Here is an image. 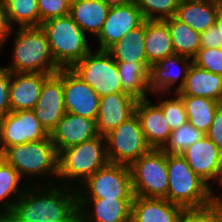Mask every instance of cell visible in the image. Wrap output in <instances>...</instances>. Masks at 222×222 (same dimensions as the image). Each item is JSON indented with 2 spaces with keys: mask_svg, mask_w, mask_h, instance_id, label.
Returning <instances> with one entry per match:
<instances>
[{
  "mask_svg": "<svg viewBox=\"0 0 222 222\" xmlns=\"http://www.w3.org/2000/svg\"><path fill=\"white\" fill-rule=\"evenodd\" d=\"M57 161V177L67 179L70 187L76 189L97 170L109 163L105 136L98 135L91 140L60 150Z\"/></svg>",
  "mask_w": 222,
  "mask_h": 222,
  "instance_id": "obj_3",
  "label": "cell"
},
{
  "mask_svg": "<svg viewBox=\"0 0 222 222\" xmlns=\"http://www.w3.org/2000/svg\"><path fill=\"white\" fill-rule=\"evenodd\" d=\"M215 25L220 31V36H221V40H222V4L220 5V7L217 11Z\"/></svg>",
  "mask_w": 222,
  "mask_h": 222,
  "instance_id": "obj_44",
  "label": "cell"
},
{
  "mask_svg": "<svg viewBox=\"0 0 222 222\" xmlns=\"http://www.w3.org/2000/svg\"><path fill=\"white\" fill-rule=\"evenodd\" d=\"M110 163L131 166L152 148L146 141L136 113L105 135Z\"/></svg>",
  "mask_w": 222,
  "mask_h": 222,
  "instance_id": "obj_10",
  "label": "cell"
},
{
  "mask_svg": "<svg viewBox=\"0 0 222 222\" xmlns=\"http://www.w3.org/2000/svg\"><path fill=\"white\" fill-rule=\"evenodd\" d=\"M181 98L185 105L188 122L206 134L221 103L205 97L181 96Z\"/></svg>",
  "mask_w": 222,
  "mask_h": 222,
  "instance_id": "obj_31",
  "label": "cell"
},
{
  "mask_svg": "<svg viewBox=\"0 0 222 222\" xmlns=\"http://www.w3.org/2000/svg\"><path fill=\"white\" fill-rule=\"evenodd\" d=\"M50 139L32 110L9 112L0 119V152L7 147Z\"/></svg>",
  "mask_w": 222,
  "mask_h": 222,
  "instance_id": "obj_11",
  "label": "cell"
},
{
  "mask_svg": "<svg viewBox=\"0 0 222 222\" xmlns=\"http://www.w3.org/2000/svg\"><path fill=\"white\" fill-rule=\"evenodd\" d=\"M13 32V28L10 26L7 14L4 10L3 3L0 0V49Z\"/></svg>",
  "mask_w": 222,
  "mask_h": 222,
  "instance_id": "obj_42",
  "label": "cell"
},
{
  "mask_svg": "<svg viewBox=\"0 0 222 222\" xmlns=\"http://www.w3.org/2000/svg\"><path fill=\"white\" fill-rule=\"evenodd\" d=\"M51 74L11 73L9 103L11 112L32 110L41 94L44 81Z\"/></svg>",
  "mask_w": 222,
  "mask_h": 222,
  "instance_id": "obj_19",
  "label": "cell"
},
{
  "mask_svg": "<svg viewBox=\"0 0 222 222\" xmlns=\"http://www.w3.org/2000/svg\"><path fill=\"white\" fill-rule=\"evenodd\" d=\"M122 92L137 101L148 99L149 63L116 62Z\"/></svg>",
  "mask_w": 222,
  "mask_h": 222,
  "instance_id": "obj_27",
  "label": "cell"
},
{
  "mask_svg": "<svg viewBox=\"0 0 222 222\" xmlns=\"http://www.w3.org/2000/svg\"><path fill=\"white\" fill-rule=\"evenodd\" d=\"M106 51L116 62L148 63L145 53V21Z\"/></svg>",
  "mask_w": 222,
  "mask_h": 222,
  "instance_id": "obj_28",
  "label": "cell"
},
{
  "mask_svg": "<svg viewBox=\"0 0 222 222\" xmlns=\"http://www.w3.org/2000/svg\"><path fill=\"white\" fill-rule=\"evenodd\" d=\"M65 111L97 120L100 96L70 69H63Z\"/></svg>",
  "mask_w": 222,
  "mask_h": 222,
  "instance_id": "obj_14",
  "label": "cell"
},
{
  "mask_svg": "<svg viewBox=\"0 0 222 222\" xmlns=\"http://www.w3.org/2000/svg\"><path fill=\"white\" fill-rule=\"evenodd\" d=\"M77 198L133 199L130 167L108 163L76 188Z\"/></svg>",
  "mask_w": 222,
  "mask_h": 222,
  "instance_id": "obj_8",
  "label": "cell"
},
{
  "mask_svg": "<svg viewBox=\"0 0 222 222\" xmlns=\"http://www.w3.org/2000/svg\"><path fill=\"white\" fill-rule=\"evenodd\" d=\"M40 27L47 35L55 63L61 69H69L91 50L86 34L69 14L46 20Z\"/></svg>",
  "mask_w": 222,
  "mask_h": 222,
  "instance_id": "obj_5",
  "label": "cell"
},
{
  "mask_svg": "<svg viewBox=\"0 0 222 222\" xmlns=\"http://www.w3.org/2000/svg\"><path fill=\"white\" fill-rule=\"evenodd\" d=\"M220 183L222 186V174L218 177L216 183ZM213 188H211V205L222 212V196L214 195Z\"/></svg>",
  "mask_w": 222,
  "mask_h": 222,
  "instance_id": "obj_43",
  "label": "cell"
},
{
  "mask_svg": "<svg viewBox=\"0 0 222 222\" xmlns=\"http://www.w3.org/2000/svg\"><path fill=\"white\" fill-rule=\"evenodd\" d=\"M179 222H222V212L211 204L202 208L183 209Z\"/></svg>",
  "mask_w": 222,
  "mask_h": 222,
  "instance_id": "obj_37",
  "label": "cell"
},
{
  "mask_svg": "<svg viewBox=\"0 0 222 222\" xmlns=\"http://www.w3.org/2000/svg\"><path fill=\"white\" fill-rule=\"evenodd\" d=\"M10 77L11 72L5 67H0V119L11 111L9 103Z\"/></svg>",
  "mask_w": 222,
  "mask_h": 222,
  "instance_id": "obj_39",
  "label": "cell"
},
{
  "mask_svg": "<svg viewBox=\"0 0 222 222\" xmlns=\"http://www.w3.org/2000/svg\"><path fill=\"white\" fill-rule=\"evenodd\" d=\"M189 57L181 56L178 54H174L171 56H168L164 58L163 60L158 61L155 64H152L149 69V83H148V88H149V93H159L162 95L165 94L166 92L170 90L171 87H174L177 81L180 79L179 85L176 87L175 92L181 89V87L184 84L185 78L187 76V72L189 70V67L192 64V60ZM189 61V62H188ZM184 65L183 70L184 72H179L175 73L173 71L172 65ZM171 67V68H170ZM183 73V74H182Z\"/></svg>",
  "mask_w": 222,
  "mask_h": 222,
  "instance_id": "obj_21",
  "label": "cell"
},
{
  "mask_svg": "<svg viewBox=\"0 0 222 222\" xmlns=\"http://www.w3.org/2000/svg\"><path fill=\"white\" fill-rule=\"evenodd\" d=\"M41 24L49 19L69 14L70 6L64 0H37Z\"/></svg>",
  "mask_w": 222,
  "mask_h": 222,
  "instance_id": "obj_38",
  "label": "cell"
},
{
  "mask_svg": "<svg viewBox=\"0 0 222 222\" xmlns=\"http://www.w3.org/2000/svg\"><path fill=\"white\" fill-rule=\"evenodd\" d=\"M182 211L164 198L133 196L131 222H179Z\"/></svg>",
  "mask_w": 222,
  "mask_h": 222,
  "instance_id": "obj_22",
  "label": "cell"
},
{
  "mask_svg": "<svg viewBox=\"0 0 222 222\" xmlns=\"http://www.w3.org/2000/svg\"><path fill=\"white\" fill-rule=\"evenodd\" d=\"M136 104V99L123 92L101 96L96 120L98 135H107L133 116Z\"/></svg>",
  "mask_w": 222,
  "mask_h": 222,
  "instance_id": "obj_18",
  "label": "cell"
},
{
  "mask_svg": "<svg viewBox=\"0 0 222 222\" xmlns=\"http://www.w3.org/2000/svg\"><path fill=\"white\" fill-rule=\"evenodd\" d=\"M180 0H136L145 20H165L176 15Z\"/></svg>",
  "mask_w": 222,
  "mask_h": 222,
  "instance_id": "obj_34",
  "label": "cell"
},
{
  "mask_svg": "<svg viewBox=\"0 0 222 222\" xmlns=\"http://www.w3.org/2000/svg\"><path fill=\"white\" fill-rule=\"evenodd\" d=\"M77 201L78 222H131L132 199L77 198Z\"/></svg>",
  "mask_w": 222,
  "mask_h": 222,
  "instance_id": "obj_15",
  "label": "cell"
},
{
  "mask_svg": "<svg viewBox=\"0 0 222 222\" xmlns=\"http://www.w3.org/2000/svg\"><path fill=\"white\" fill-rule=\"evenodd\" d=\"M174 94V98L160 100L157 104L162 109L171 131L188 122L184 102L177 92Z\"/></svg>",
  "mask_w": 222,
  "mask_h": 222,
  "instance_id": "obj_35",
  "label": "cell"
},
{
  "mask_svg": "<svg viewBox=\"0 0 222 222\" xmlns=\"http://www.w3.org/2000/svg\"><path fill=\"white\" fill-rule=\"evenodd\" d=\"M69 69L100 97L122 92L117 63L106 50H97L96 53L90 50Z\"/></svg>",
  "mask_w": 222,
  "mask_h": 222,
  "instance_id": "obj_9",
  "label": "cell"
},
{
  "mask_svg": "<svg viewBox=\"0 0 222 222\" xmlns=\"http://www.w3.org/2000/svg\"><path fill=\"white\" fill-rule=\"evenodd\" d=\"M1 157L22 177L58 176V153L51 139L7 147ZM24 175V176H23Z\"/></svg>",
  "mask_w": 222,
  "mask_h": 222,
  "instance_id": "obj_6",
  "label": "cell"
},
{
  "mask_svg": "<svg viewBox=\"0 0 222 222\" xmlns=\"http://www.w3.org/2000/svg\"><path fill=\"white\" fill-rule=\"evenodd\" d=\"M201 48H222L220 31L216 25L200 33Z\"/></svg>",
  "mask_w": 222,
  "mask_h": 222,
  "instance_id": "obj_41",
  "label": "cell"
},
{
  "mask_svg": "<svg viewBox=\"0 0 222 222\" xmlns=\"http://www.w3.org/2000/svg\"><path fill=\"white\" fill-rule=\"evenodd\" d=\"M177 93L180 96L205 97L222 104V75L206 71L192 63L184 84Z\"/></svg>",
  "mask_w": 222,
  "mask_h": 222,
  "instance_id": "obj_23",
  "label": "cell"
},
{
  "mask_svg": "<svg viewBox=\"0 0 222 222\" xmlns=\"http://www.w3.org/2000/svg\"><path fill=\"white\" fill-rule=\"evenodd\" d=\"M181 155L195 174L208 185L211 180L215 184L222 174V150L206 135L189 146Z\"/></svg>",
  "mask_w": 222,
  "mask_h": 222,
  "instance_id": "obj_16",
  "label": "cell"
},
{
  "mask_svg": "<svg viewBox=\"0 0 222 222\" xmlns=\"http://www.w3.org/2000/svg\"><path fill=\"white\" fill-rule=\"evenodd\" d=\"M135 113L149 146L152 149H163L169 141L171 129L162 109L149 99H142L137 101Z\"/></svg>",
  "mask_w": 222,
  "mask_h": 222,
  "instance_id": "obj_20",
  "label": "cell"
},
{
  "mask_svg": "<svg viewBox=\"0 0 222 222\" xmlns=\"http://www.w3.org/2000/svg\"><path fill=\"white\" fill-rule=\"evenodd\" d=\"M130 171L134 196L168 200L167 154L162 149H151L130 166Z\"/></svg>",
  "mask_w": 222,
  "mask_h": 222,
  "instance_id": "obj_7",
  "label": "cell"
},
{
  "mask_svg": "<svg viewBox=\"0 0 222 222\" xmlns=\"http://www.w3.org/2000/svg\"><path fill=\"white\" fill-rule=\"evenodd\" d=\"M49 136L58 153L98 136L96 121L66 112Z\"/></svg>",
  "mask_w": 222,
  "mask_h": 222,
  "instance_id": "obj_17",
  "label": "cell"
},
{
  "mask_svg": "<svg viewBox=\"0 0 222 222\" xmlns=\"http://www.w3.org/2000/svg\"><path fill=\"white\" fill-rule=\"evenodd\" d=\"M145 53L150 65L174 55L168 25L162 20H145Z\"/></svg>",
  "mask_w": 222,
  "mask_h": 222,
  "instance_id": "obj_26",
  "label": "cell"
},
{
  "mask_svg": "<svg viewBox=\"0 0 222 222\" xmlns=\"http://www.w3.org/2000/svg\"><path fill=\"white\" fill-rule=\"evenodd\" d=\"M41 125L50 132L66 113L63 89V69L50 75L42 85V91L32 109Z\"/></svg>",
  "mask_w": 222,
  "mask_h": 222,
  "instance_id": "obj_13",
  "label": "cell"
},
{
  "mask_svg": "<svg viewBox=\"0 0 222 222\" xmlns=\"http://www.w3.org/2000/svg\"><path fill=\"white\" fill-rule=\"evenodd\" d=\"M222 0H181L175 17L196 32H205L215 25Z\"/></svg>",
  "mask_w": 222,
  "mask_h": 222,
  "instance_id": "obj_24",
  "label": "cell"
},
{
  "mask_svg": "<svg viewBox=\"0 0 222 222\" xmlns=\"http://www.w3.org/2000/svg\"><path fill=\"white\" fill-rule=\"evenodd\" d=\"M205 133L189 122L171 131L169 141L162 149L166 154H182L189 146L200 140Z\"/></svg>",
  "mask_w": 222,
  "mask_h": 222,
  "instance_id": "obj_33",
  "label": "cell"
},
{
  "mask_svg": "<svg viewBox=\"0 0 222 222\" xmlns=\"http://www.w3.org/2000/svg\"><path fill=\"white\" fill-rule=\"evenodd\" d=\"M112 2V0H77L70 6L69 15L84 33L89 31L98 36Z\"/></svg>",
  "mask_w": 222,
  "mask_h": 222,
  "instance_id": "obj_25",
  "label": "cell"
},
{
  "mask_svg": "<svg viewBox=\"0 0 222 222\" xmlns=\"http://www.w3.org/2000/svg\"><path fill=\"white\" fill-rule=\"evenodd\" d=\"M163 21L168 25L175 54L192 59L201 48L200 33L175 16Z\"/></svg>",
  "mask_w": 222,
  "mask_h": 222,
  "instance_id": "obj_30",
  "label": "cell"
},
{
  "mask_svg": "<svg viewBox=\"0 0 222 222\" xmlns=\"http://www.w3.org/2000/svg\"><path fill=\"white\" fill-rule=\"evenodd\" d=\"M13 48L11 73L55 74L61 68L52 57L48 38L41 27H18Z\"/></svg>",
  "mask_w": 222,
  "mask_h": 222,
  "instance_id": "obj_2",
  "label": "cell"
},
{
  "mask_svg": "<svg viewBox=\"0 0 222 222\" xmlns=\"http://www.w3.org/2000/svg\"><path fill=\"white\" fill-rule=\"evenodd\" d=\"M205 135L222 150V104L217 108L212 124Z\"/></svg>",
  "mask_w": 222,
  "mask_h": 222,
  "instance_id": "obj_40",
  "label": "cell"
},
{
  "mask_svg": "<svg viewBox=\"0 0 222 222\" xmlns=\"http://www.w3.org/2000/svg\"><path fill=\"white\" fill-rule=\"evenodd\" d=\"M21 182L22 178L19 175V173L1 157L0 158L1 207L0 208H2L3 211L2 210L0 211V222L12 213L15 202L24 193V191L22 190ZM10 198L14 200L10 201Z\"/></svg>",
  "mask_w": 222,
  "mask_h": 222,
  "instance_id": "obj_29",
  "label": "cell"
},
{
  "mask_svg": "<svg viewBox=\"0 0 222 222\" xmlns=\"http://www.w3.org/2000/svg\"><path fill=\"white\" fill-rule=\"evenodd\" d=\"M192 63L214 74L222 75V48H200Z\"/></svg>",
  "mask_w": 222,
  "mask_h": 222,
  "instance_id": "obj_36",
  "label": "cell"
},
{
  "mask_svg": "<svg viewBox=\"0 0 222 222\" xmlns=\"http://www.w3.org/2000/svg\"><path fill=\"white\" fill-rule=\"evenodd\" d=\"M9 24L19 27H40V16L37 0H1Z\"/></svg>",
  "mask_w": 222,
  "mask_h": 222,
  "instance_id": "obj_32",
  "label": "cell"
},
{
  "mask_svg": "<svg viewBox=\"0 0 222 222\" xmlns=\"http://www.w3.org/2000/svg\"><path fill=\"white\" fill-rule=\"evenodd\" d=\"M52 183L46 182L48 185L43 188L37 185L39 190L32 189V185L23 187L24 193L15 202L12 213L1 222H78L76 189L68 182L62 186Z\"/></svg>",
  "mask_w": 222,
  "mask_h": 222,
  "instance_id": "obj_1",
  "label": "cell"
},
{
  "mask_svg": "<svg viewBox=\"0 0 222 222\" xmlns=\"http://www.w3.org/2000/svg\"><path fill=\"white\" fill-rule=\"evenodd\" d=\"M167 170L169 202L183 209L211 204V183L208 185L197 176L181 154H167Z\"/></svg>",
  "mask_w": 222,
  "mask_h": 222,
  "instance_id": "obj_4",
  "label": "cell"
},
{
  "mask_svg": "<svg viewBox=\"0 0 222 222\" xmlns=\"http://www.w3.org/2000/svg\"><path fill=\"white\" fill-rule=\"evenodd\" d=\"M144 21L136 2L113 1L103 28L97 36L100 45L98 50H107Z\"/></svg>",
  "mask_w": 222,
  "mask_h": 222,
  "instance_id": "obj_12",
  "label": "cell"
},
{
  "mask_svg": "<svg viewBox=\"0 0 222 222\" xmlns=\"http://www.w3.org/2000/svg\"><path fill=\"white\" fill-rule=\"evenodd\" d=\"M112 1L136 2V0H112Z\"/></svg>",
  "mask_w": 222,
  "mask_h": 222,
  "instance_id": "obj_46",
  "label": "cell"
},
{
  "mask_svg": "<svg viewBox=\"0 0 222 222\" xmlns=\"http://www.w3.org/2000/svg\"><path fill=\"white\" fill-rule=\"evenodd\" d=\"M69 6H72L77 0H64Z\"/></svg>",
  "mask_w": 222,
  "mask_h": 222,
  "instance_id": "obj_45",
  "label": "cell"
}]
</instances>
